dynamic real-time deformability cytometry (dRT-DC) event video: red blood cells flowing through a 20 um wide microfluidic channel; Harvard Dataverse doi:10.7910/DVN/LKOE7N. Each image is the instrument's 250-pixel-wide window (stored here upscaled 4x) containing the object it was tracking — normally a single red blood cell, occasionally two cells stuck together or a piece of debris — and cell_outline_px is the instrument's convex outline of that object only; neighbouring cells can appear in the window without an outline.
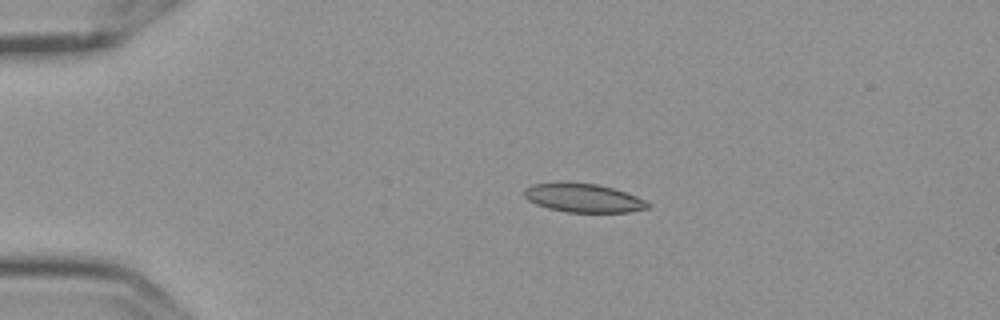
{"species": "Egyptian fruit bat (a non-hibernating species)", "species_latin": "Rousettus aegyptiacus", "temperature_condition": "cold", "stored_images_in_passage": 5, "camera_frame_rate_fps": 3000, "um_per_image_px": 0.085, "frame": {"image": 1, "passage_image": 3, "time_ms": 0.667, "image_size_px": [1000, 320], "cell_outline_px": [[652, 204], [648, 208], [628, 212], [564, 212], [548, 208], [536, 204], [528, 200], [524, 196], [524, 188], [532, 184], [596, 184], [612, 188], [636, 196]], "centroid_in_image_um": [49.6, 16.86], "position_along_channel_um": 35.4, "area_um2": 20.11}}
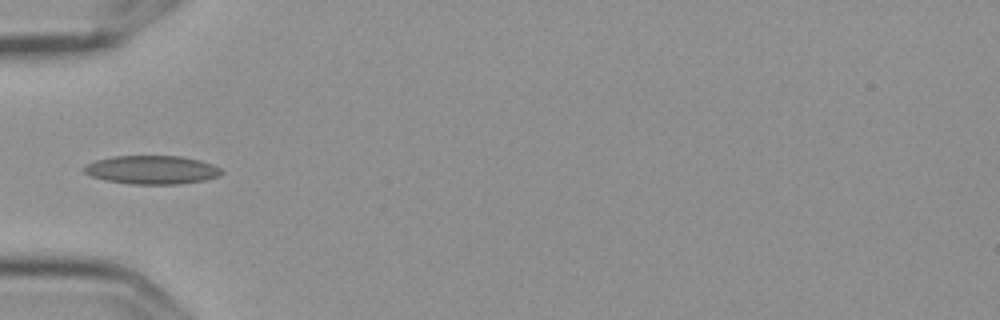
{"frame": {"image": 2, "passage_image": 5, "time_ms": 1.333, "image_size_px": [1000, 320], "cell_outline_px": [[224, 172], [220, 176], [204, 180], [176, 184], [132, 184], [104, 180], [92, 176], [84, 172], [84, 168], [88, 164], [96, 160], [112, 156], [180, 156], [200, 160], [212, 164], [220, 168]], "centroid_in_image_um": [12.93, 14.43], "position_along_channel_um": 72.1, "area_um2": 22.77}}